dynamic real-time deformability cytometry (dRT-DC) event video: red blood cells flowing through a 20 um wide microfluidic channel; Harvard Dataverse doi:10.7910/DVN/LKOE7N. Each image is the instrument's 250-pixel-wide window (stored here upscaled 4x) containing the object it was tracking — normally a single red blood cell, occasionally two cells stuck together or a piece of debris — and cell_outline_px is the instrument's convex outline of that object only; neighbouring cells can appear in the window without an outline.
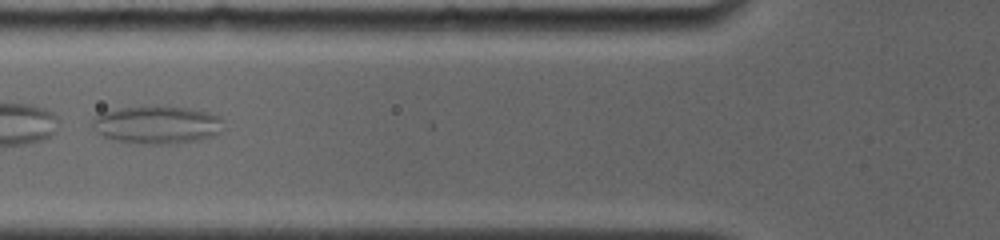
{"species": "common noctule bat (a hibernating species)", "species_latin": "Nyctalus noctula", "temperature_condition": "room temperature", "stored_images_in_passage": 9, "camera_frame_rate_fps": 4000, "um_per_image_px": 0.085, "animal": {"sex": "female", "body_mass_g": 19.0, "forearm_length_mm": 56.7}, "frame": {"image": 1, "passage_image": 3, "time_ms": 2.25, "image_size_px": [1000, 240], "cell_outline_px": [[224, 132], [212, 136], [196, 140], [168, 144], [152, 144], [120, 140], [104, 136], [96, 132], [92, 124], [92, 116], [104, 112], [120, 108], [188, 108], [208, 112], [220, 116], [224, 120]], "centroid_in_image_um": [13.41, 10.62], "position_along_channel_um": 112.4, "area_um2": 28.32}}